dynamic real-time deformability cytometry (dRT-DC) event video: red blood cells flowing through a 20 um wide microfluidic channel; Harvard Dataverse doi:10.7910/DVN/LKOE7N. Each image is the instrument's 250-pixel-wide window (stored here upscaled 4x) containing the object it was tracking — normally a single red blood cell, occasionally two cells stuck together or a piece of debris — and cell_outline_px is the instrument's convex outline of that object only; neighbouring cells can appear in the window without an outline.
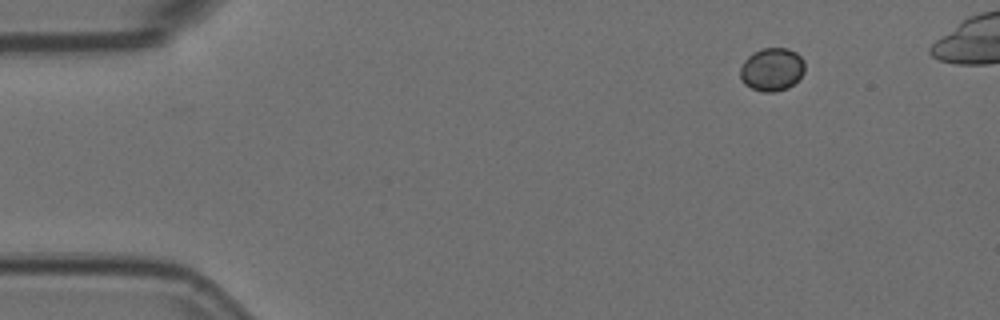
{"species": "Egyptian fruit bat (a non-hibernating species)", "species_latin": "Rousettus aegyptiacus", "temperature_condition": "room temperature", "stored_images_in_passage": 45, "camera_frame_rate_fps": 3000, "um_per_image_px": 0.085, "animal": {"sex": "female"}, "frame": {"image": 1, "passage_image": 1, "time_ms": 0.0, "image_size_px": [1000, 320], "cell_outline_px": [[804, 72], [788, 88], [772, 92], [764, 92], [752, 88], [744, 84], [740, 80], [740, 64], [752, 52], [764, 48], [788, 48], [796, 52], [804, 60]], "centroid_in_image_um": [65.58, 5.89], "position_along_channel_um": 19.4, "area_um2": 16.3}}
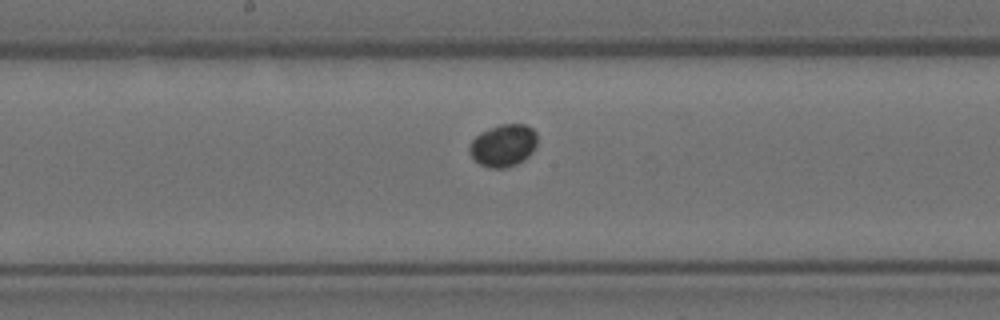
{"frame": {"image": 2, "passage_image": 23, "time_ms": 7.333, "image_size_px": [1000, 320], "cell_outline_px": [[536, 144], [532, 152], [524, 160], [516, 164], [504, 168], [488, 168], [480, 164], [472, 156], [468, 148], [472, 140], [480, 132], [488, 128], [500, 124], [524, 124], [532, 128], [536, 132]], "centroid_in_image_um": [42.78, 12.35], "position_along_channel_um": 205.4, "area_um2": 16.7}}
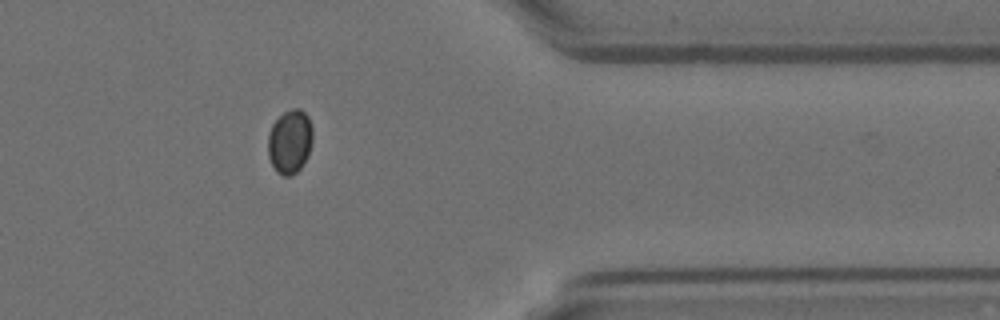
{"frame": {"image": 3, "passage_image": 39, "time_ms": 12.667, "image_size_px": [1000, 320], "cell_outline_px": [[312, 140], [308, 156], [300, 168], [296, 172], [288, 176], [284, 176], [276, 172], [268, 156], [268, 132], [272, 124], [284, 112], [292, 108], [300, 108], [308, 116], [312, 124]], "centroid_in_image_um": [24.64, 12.02], "position_along_channel_um": 386.8, "area_um2": 16.76}}